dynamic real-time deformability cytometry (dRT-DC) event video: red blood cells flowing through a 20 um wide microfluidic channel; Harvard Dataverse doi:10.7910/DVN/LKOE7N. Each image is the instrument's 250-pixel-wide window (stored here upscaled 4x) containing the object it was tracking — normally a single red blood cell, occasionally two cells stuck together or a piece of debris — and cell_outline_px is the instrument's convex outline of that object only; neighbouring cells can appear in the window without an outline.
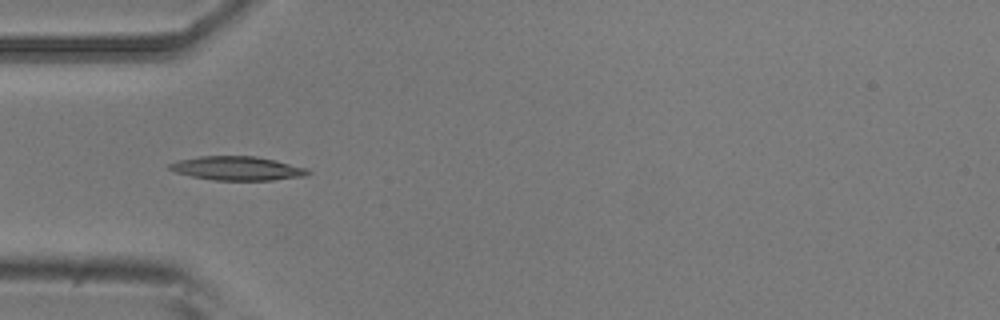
{"species": "common noctule bat (a hibernating species)", "species_latin": "Nyctalus noctula", "temperature_condition": "room temperature", "stored_images_in_passage": 9, "camera_frame_rate_fps": 3000, "um_per_image_px": 0.085, "animal": {"sex": "male", "body_mass_g": 20.5, "forearm_length_mm": 52.5}, "frame": {"image": 1, "passage_image": 6, "time_ms": 5.667, "image_size_px": [1000, 320], "cell_outline_px": [[312, 172], [308, 176], [272, 180], [216, 180], [192, 176], [176, 172], [168, 168], [168, 164], [176, 160], [200, 156], [256, 156], [276, 160], [308, 168]], "centroid_in_image_um": [20.21, 14.3], "position_along_channel_um": 64.8, "area_um2": 19.42}}
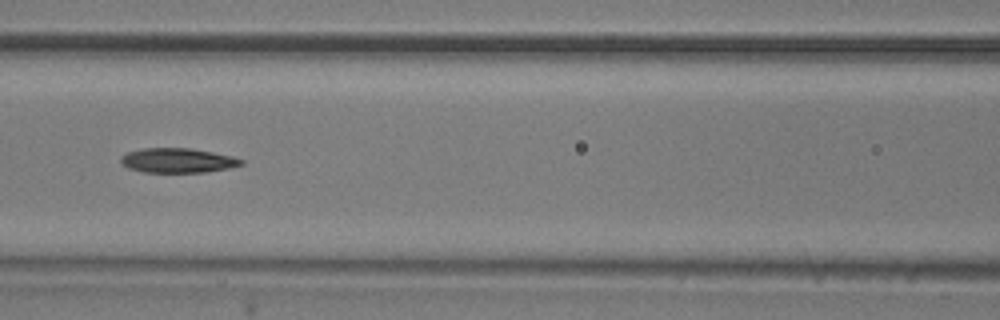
{"frame": {"image": 2, "passage_image": 8, "time_ms": 8.0, "image_size_px": [1000, 320], "cell_outline_px": [[244, 164], [228, 168], [204, 172], [144, 172], [128, 168], [120, 164], [120, 156], [128, 152], [144, 148], [192, 148], [232, 156], [244, 160]], "centroid_in_image_um": [15.08, 13.63], "position_along_channel_um": 151.5, "area_um2": 17.28}}
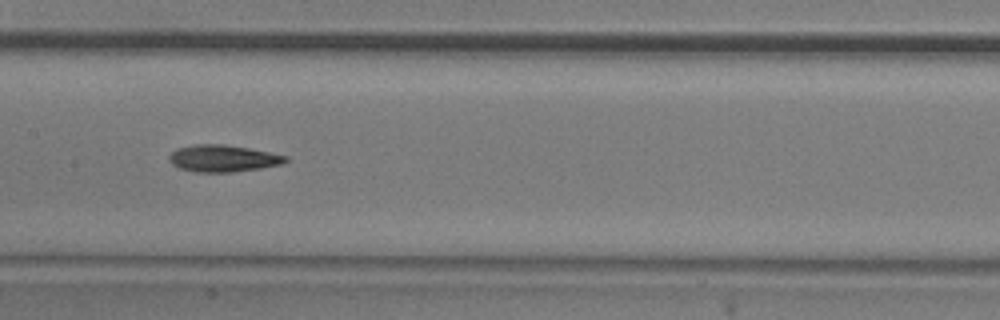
{"frame": {"image": 3, "passage_image": 9, "time_ms": 9.0, "image_size_px": [1000, 320], "cell_outline_px": [[288, 160], [280, 164], [260, 168], [232, 172], [196, 172], [180, 168], [172, 164], [168, 160], [168, 156], [176, 148], [192, 144], [224, 144], [248, 148], [288, 156]], "centroid_in_image_um": [18.91, 13.45], "position_along_channel_um": 188.5, "area_um2": 18.21}}